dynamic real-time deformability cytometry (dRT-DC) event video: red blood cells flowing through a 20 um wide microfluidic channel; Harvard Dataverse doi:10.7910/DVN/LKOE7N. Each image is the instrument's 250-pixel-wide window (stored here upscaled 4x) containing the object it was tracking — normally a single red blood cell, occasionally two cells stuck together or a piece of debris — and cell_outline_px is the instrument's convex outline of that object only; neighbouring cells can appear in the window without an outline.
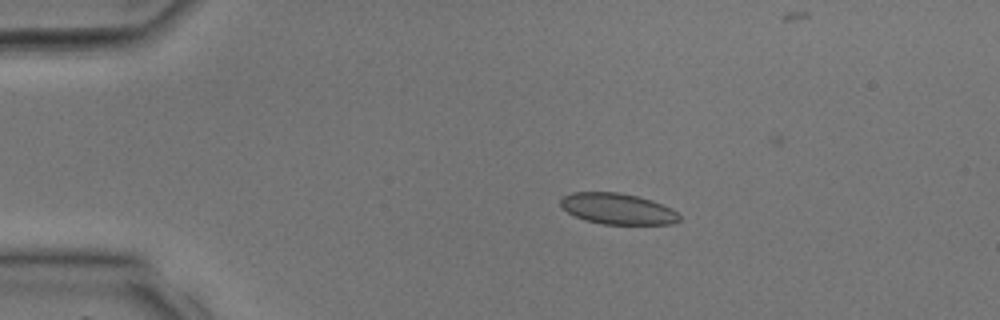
{"species": "common noctule bat (a hibernating species)", "species_latin": "Nyctalus noctula", "temperature_condition": "room temperature", "stored_images_in_passage": 8, "camera_frame_rate_fps": 3000, "um_per_image_px": 0.085, "animal": {"sex": "male", "body_mass_g": 17.9, "forearm_length_mm": 54.2}, "frame": {"image": 1, "passage_image": 3, "time_ms": 0.667, "image_size_px": [1000, 320], "cell_outline_px": [[680, 220], [672, 224], [604, 224], [588, 220], [576, 216], [568, 212], [560, 204], [560, 200], [564, 196], [572, 192], [620, 192], [652, 200], [672, 208], [680, 216]], "centroid_in_image_um": [52.53, 17.74], "position_along_channel_um": 32.5, "area_um2": 21.27}}
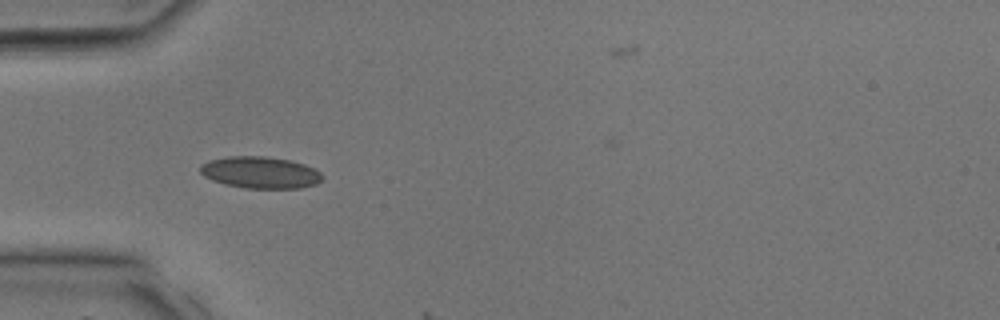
{"frame": {"image": 2, "passage_image": 7, "time_ms": 2.0, "image_size_px": [1000, 320], "cell_outline_px": [[324, 176], [316, 184], [300, 188], [244, 188], [224, 184], [212, 180], [204, 176], [200, 172], [200, 164], [208, 160], [228, 156], [264, 156], [292, 160], [316, 168]], "centroid_in_image_um": [22.12, 14.65], "position_along_channel_um": 62.9, "area_um2": 22.83}}